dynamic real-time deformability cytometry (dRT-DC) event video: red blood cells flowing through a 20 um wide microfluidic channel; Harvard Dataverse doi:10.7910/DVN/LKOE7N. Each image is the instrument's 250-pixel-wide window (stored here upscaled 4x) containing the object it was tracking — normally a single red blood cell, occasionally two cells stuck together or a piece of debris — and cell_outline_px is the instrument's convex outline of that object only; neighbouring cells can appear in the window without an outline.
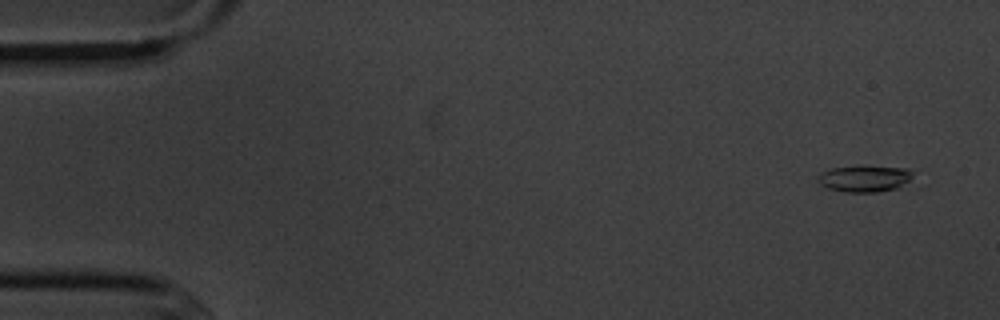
{"species": "common noctule bat (a hibernating species)", "species_latin": "Nyctalus noctula", "temperature_condition": "cold", "stored_images_in_passage": 9, "camera_frame_rate_fps": 3000, "um_per_image_px": 0.085, "animal": {"sex": "male", "body_mass_g": 20.1, "forearm_length_mm": 53.5}, "frame": {"image": 1, "passage_image": 2, "time_ms": 1.0, "image_size_px": [1000, 320], "cell_outline_px": [[912, 176], [908, 180], [896, 188], [876, 192], [844, 192], [828, 188], [820, 184], [820, 172], [832, 168], [908, 168], [912, 172]], "centroid_in_image_um": [73.47, 15.22], "position_along_channel_um": 11.5, "area_um2": 13.76}}
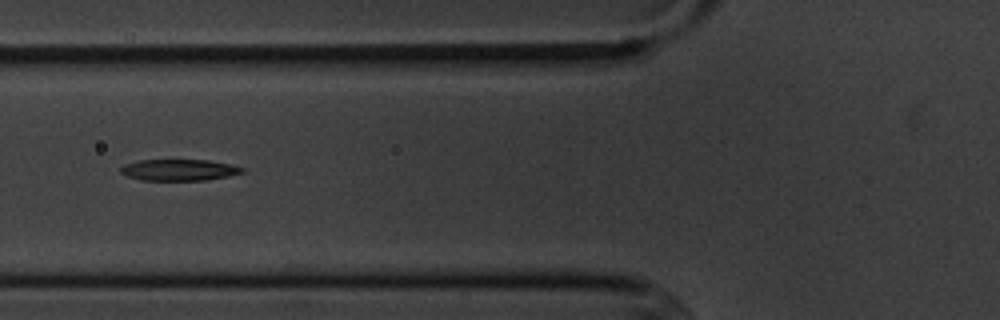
{"frame": {"image": 2, "passage_image": 7, "time_ms": 7.0, "image_size_px": [1000, 320], "cell_outline_px": [[244, 172], [228, 176], [204, 180], [140, 180], [128, 176], [120, 172], [120, 168], [124, 164], [140, 160], [208, 160], [232, 164], [244, 168]], "centroid_in_image_um": [15.22, 14.44], "position_along_channel_um": 110.6, "area_um2": 15.09}}
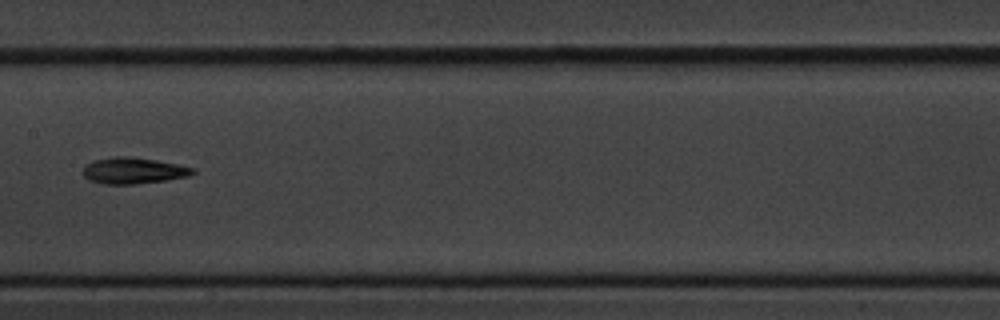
{"frame": {"image": 3, "passage_image": 9, "time_ms": 9.333, "image_size_px": [1000, 320], "cell_outline_px": [[196, 172], [188, 176], [164, 180], [136, 184], [104, 184], [88, 180], [80, 172], [92, 160], [112, 156], [128, 156], [156, 160], [176, 164], [192, 168]], "centroid_in_image_um": [11.27, 14.5], "position_along_channel_um": 196.1, "area_um2": 16.76}}